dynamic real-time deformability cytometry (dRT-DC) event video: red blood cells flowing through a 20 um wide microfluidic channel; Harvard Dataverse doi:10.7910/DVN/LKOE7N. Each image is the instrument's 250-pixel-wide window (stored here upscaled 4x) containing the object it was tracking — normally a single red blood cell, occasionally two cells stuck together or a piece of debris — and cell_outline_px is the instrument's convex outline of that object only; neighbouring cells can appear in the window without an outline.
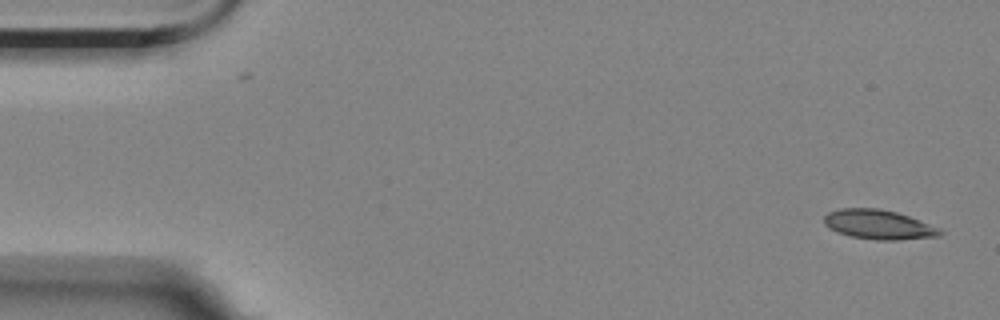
{"species": "Egyptian fruit bat (a non-hibernating species)", "species_latin": "Rousettus aegyptiacus", "temperature_condition": "room temperature", "stored_images_in_passage": 12, "camera_frame_rate_fps": 3000, "um_per_image_px": 0.085, "animal": {"sex": "female"}, "frame": {"image": 1, "passage_image": 1, "time_ms": 0.0, "image_size_px": [1000, 320], "cell_outline_px": [[944, 232], [940, 236], [896, 240], [876, 240], [852, 236], [828, 228], [824, 224], [824, 216], [828, 212], [840, 208], [880, 208], [896, 212], [908, 216], [940, 228]], "centroid_in_image_um": [74.68, 19.08], "position_along_channel_um": 10.3, "area_um2": 19.83}}
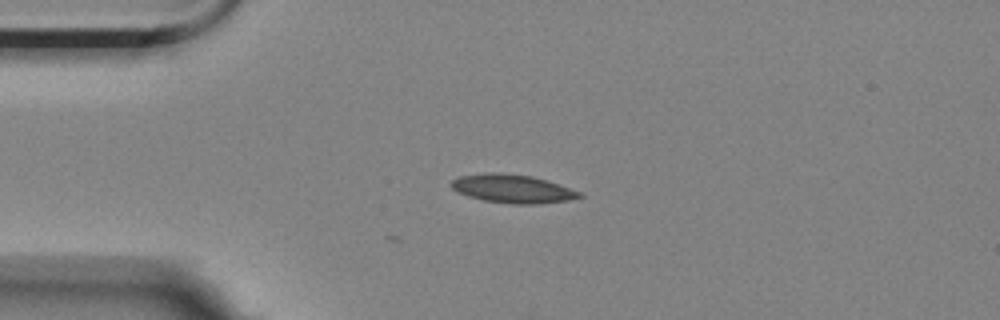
{"frame": {"image": 2, "passage_image": 12, "time_ms": 3.667, "image_size_px": [1000, 320], "cell_outline_px": [[584, 196], [568, 200], [532, 204], [512, 204], [484, 200], [468, 196], [452, 188], [448, 184], [452, 180], [460, 176], [484, 172], [500, 172], [532, 176], [548, 180], [580, 192]], "centroid_in_image_um": [43.54, 16.02], "position_along_channel_um": 41.5, "area_um2": 21.21}}